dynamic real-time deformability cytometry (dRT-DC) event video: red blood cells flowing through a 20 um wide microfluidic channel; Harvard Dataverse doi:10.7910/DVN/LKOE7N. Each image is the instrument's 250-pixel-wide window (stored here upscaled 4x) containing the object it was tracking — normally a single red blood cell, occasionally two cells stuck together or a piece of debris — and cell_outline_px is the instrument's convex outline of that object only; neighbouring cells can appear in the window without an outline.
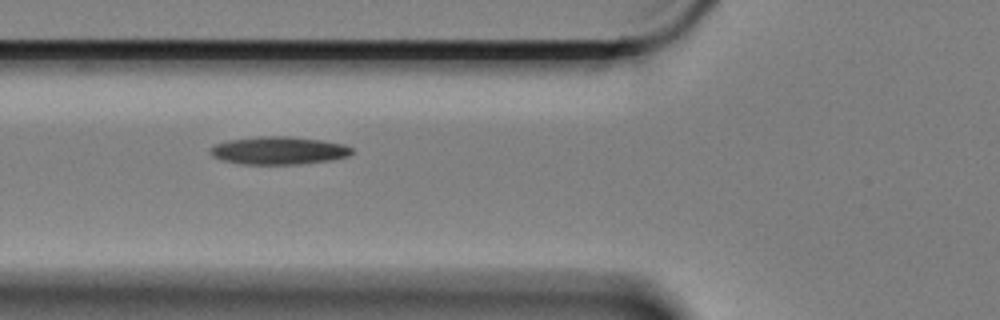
{"species": "Egyptian fruit bat (a non-hibernating species)", "species_latin": "Rousettus aegyptiacus", "temperature_condition": "cold", "stored_images_in_passage": 9, "camera_frame_rate_fps": 3000, "um_per_image_px": 0.085, "animal": {"sex": "female"}, "frame": {"image": 1, "passage_image": 7, "time_ms": 2.0, "image_size_px": [1000, 320], "cell_outline_px": [[352, 152], [348, 156], [332, 160], [296, 164], [244, 164], [224, 160], [212, 156], [208, 152], [208, 148], [216, 144], [228, 140], [256, 136], [288, 136], [324, 140], [344, 144], [352, 148]], "centroid_in_image_um": [23.68, 12.78], "position_along_channel_um": 102.1, "area_um2": 23.06}}
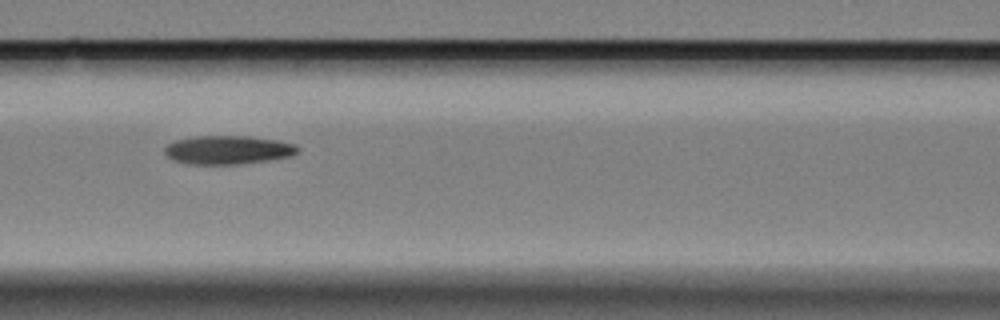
{"frame": {"image": 2, "passage_image": 8, "time_ms": 2.333, "image_size_px": [1000, 320], "cell_outline_px": [[300, 152], [292, 156], [268, 160], [236, 164], [188, 164], [172, 160], [164, 152], [164, 148], [168, 144], [176, 140], [196, 136], [248, 136], [276, 140], [296, 144], [300, 148]], "centroid_in_image_um": [19.4, 12.74], "position_along_channel_um": 147.2, "area_um2": 22.25}}
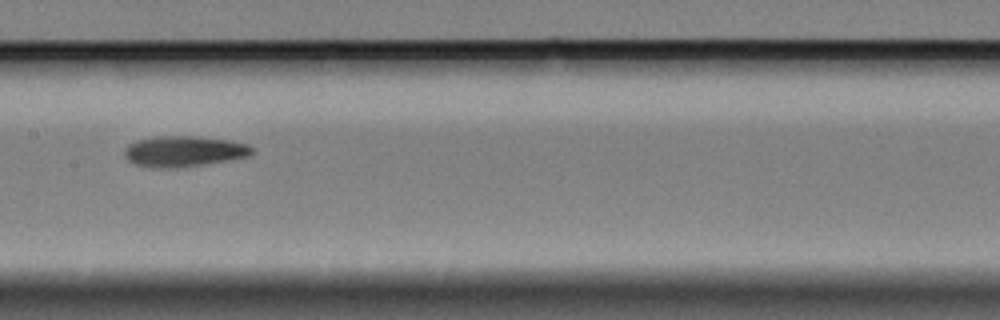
{"frame": {"image": 3, "passage_image": 9, "time_ms": 2.667, "image_size_px": [1000, 320], "cell_outline_px": [[252, 152], [248, 156], [228, 160], [176, 168], [156, 168], [136, 164], [128, 160], [124, 156], [124, 148], [128, 144], [136, 140], [156, 136], [196, 136], [228, 140], [248, 144], [252, 148]], "centroid_in_image_um": [15.58, 12.85], "position_along_channel_um": 191.8, "area_um2": 22.77}}